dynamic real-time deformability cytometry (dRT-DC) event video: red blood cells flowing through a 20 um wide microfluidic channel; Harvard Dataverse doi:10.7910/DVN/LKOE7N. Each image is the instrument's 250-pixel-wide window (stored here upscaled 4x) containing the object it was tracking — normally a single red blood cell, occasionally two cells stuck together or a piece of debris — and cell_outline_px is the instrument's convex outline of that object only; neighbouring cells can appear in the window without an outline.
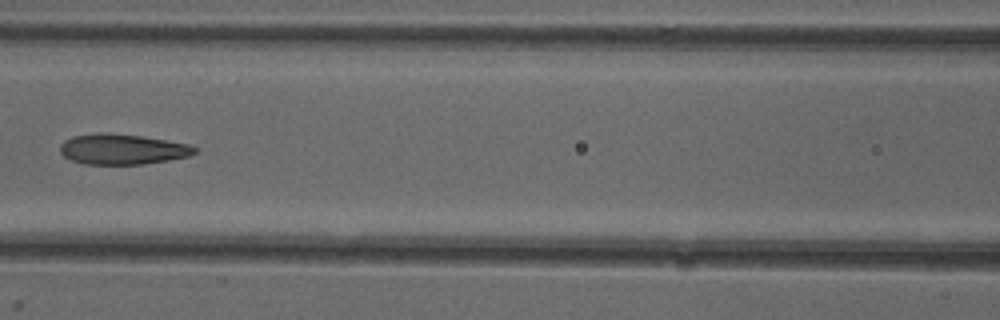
{"species": "common noctule bat (a hibernating species)", "species_latin": "Nyctalus noctula", "temperature_condition": "cold", "stored_images_in_passage": 7, "camera_frame_rate_fps": 3000, "um_per_image_px": 0.085, "animal": {"sex": "female"}, "frame": {"image": 1, "passage_image": 6, "time_ms": 6.667, "image_size_px": [1000, 320], "cell_outline_px": [[196, 152], [188, 156], [168, 160], [144, 164], [84, 164], [72, 160], [64, 156], [60, 152], [60, 144], [64, 140], [72, 136], [100, 132], [108, 132], [140, 136], [188, 144], [196, 148]], "centroid_in_image_um": [10.35, 12.68], "position_along_channel_um": 156.2, "area_um2": 23.76}}
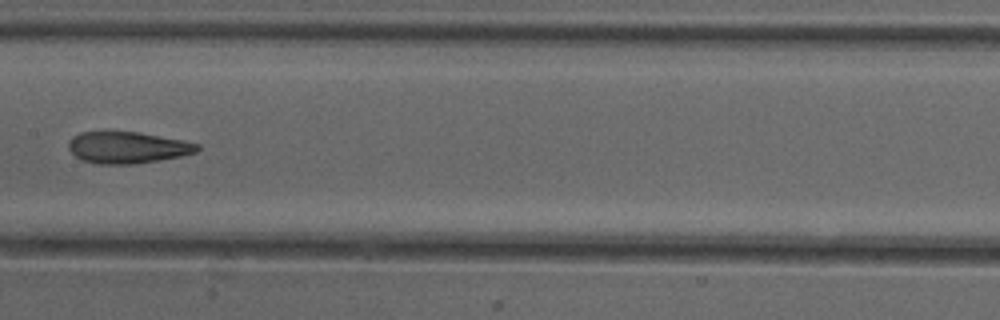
{"frame": {"image": 2, "passage_image": 7, "time_ms": 7.667, "image_size_px": [1000, 320], "cell_outline_px": [[200, 148], [196, 152], [180, 156], [160, 160], [132, 164], [96, 164], [80, 160], [68, 148], [68, 140], [72, 136], [80, 132], [140, 132], [184, 140], [200, 144]], "centroid_in_image_um": [10.83, 12.54], "position_along_channel_um": 196.6, "area_um2": 23.87}}